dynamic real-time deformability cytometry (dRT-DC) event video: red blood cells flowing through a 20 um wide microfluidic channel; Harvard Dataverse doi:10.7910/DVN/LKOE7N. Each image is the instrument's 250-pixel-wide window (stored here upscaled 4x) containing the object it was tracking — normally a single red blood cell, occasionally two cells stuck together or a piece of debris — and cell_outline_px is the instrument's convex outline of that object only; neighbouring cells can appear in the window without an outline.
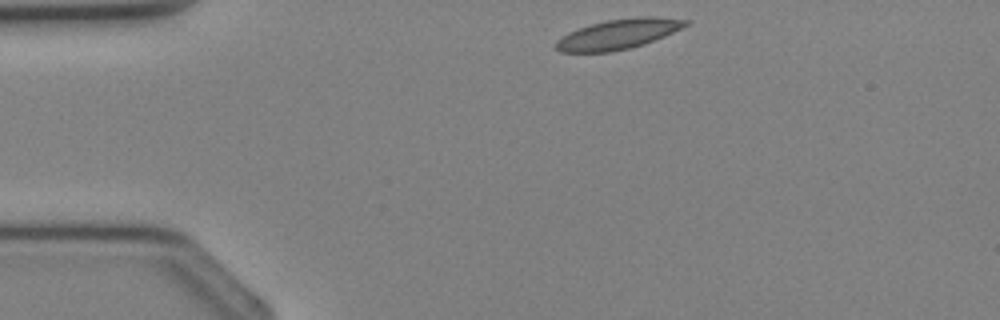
{"species": "Egyptian fruit bat (a non-hibernating species)", "species_latin": "Rousettus aegyptiacus", "temperature_condition": "cold", "stored_images_in_passage": 30, "camera_frame_rate_fps": 3000, "um_per_image_px": 0.085, "animal": {"sex": "female"}, "frame": {"image": 1, "passage_image": 1, "time_ms": 0.0, "image_size_px": [1000, 320], "cell_outline_px": [[688, 24], [664, 36], [644, 44], [628, 48], [608, 52], [560, 52], [556, 48], [556, 40], [568, 32], [592, 24], [608, 20], [636, 16], [656, 16], [688, 20]], "centroid_in_image_um": [52.54, 2.89], "position_along_channel_um": 32.5, "area_um2": 22.37}}
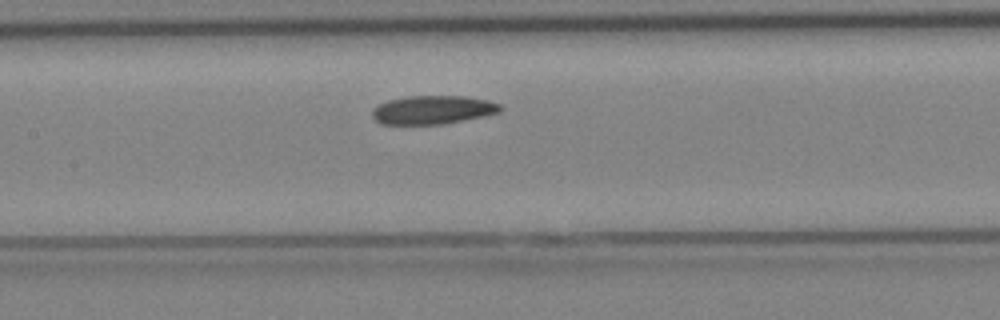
{"frame": {"image": 2, "passage_image": 11, "time_ms": 3.333, "image_size_px": [1000, 320], "cell_outline_px": [[504, 108], [500, 112], [484, 116], [440, 124], [380, 124], [372, 116], [372, 108], [388, 100], [408, 96], [464, 96], [488, 100], [500, 104]], "centroid_in_image_um": [36.79, 9.33], "position_along_channel_um": 170.6, "area_um2": 21.27}}
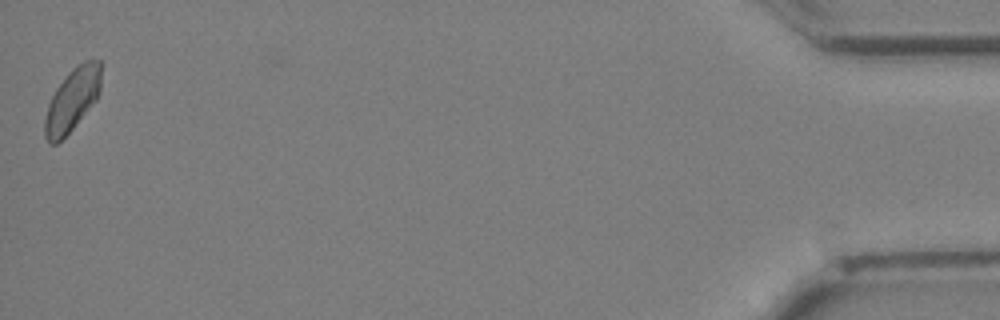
{"frame": {"image": 3, "passage_image": 30, "time_ms": 9.667, "image_size_px": [1000, 320], "cell_outline_px": [[100, 92], [96, 100], [72, 128], [56, 144], [48, 144], [44, 136], [44, 120], [48, 104], [56, 88], [68, 72], [76, 64], [84, 60], [100, 60]], "centroid_in_image_um": [6.12, 8.47], "position_along_channel_um": 429.1, "area_um2": 20.46}}